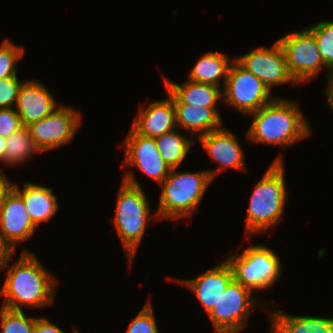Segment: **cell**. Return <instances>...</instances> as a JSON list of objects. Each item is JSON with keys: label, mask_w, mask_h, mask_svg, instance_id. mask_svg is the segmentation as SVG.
I'll list each match as a JSON object with an SVG mask.
<instances>
[{"label": "cell", "mask_w": 333, "mask_h": 333, "mask_svg": "<svg viewBox=\"0 0 333 333\" xmlns=\"http://www.w3.org/2000/svg\"><path fill=\"white\" fill-rule=\"evenodd\" d=\"M7 271L0 291V296L5 297L2 307L22 310L20 305L39 308L53 302L55 277L28 249L22 250L17 262Z\"/></svg>", "instance_id": "6da1fadb"}, {"label": "cell", "mask_w": 333, "mask_h": 333, "mask_svg": "<svg viewBox=\"0 0 333 333\" xmlns=\"http://www.w3.org/2000/svg\"><path fill=\"white\" fill-rule=\"evenodd\" d=\"M253 116L247 138L255 143L289 146L310 135V125L298 103L276 97Z\"/></svg>", "instance_id": "7a4b0ae2"}, {"label": "cell", "mask_w": 333, "mask_h": 333, "mask_svg": "<svg viewBox=\"0 0 333 333\" xmlns=\"http://www.w3.org/2000/svg\"><path fill=\"white\" fill-rule=\"evenodd\" d=\"M282 161V155H279L253 188L246 218L248 239L250 234L273 228L282 219L287 199Z\"/></svg>", "instance_id": "3957f363"}, {"label": "cell", "mask_w": 333, "mask_h": 333, "mask_svg": "<svg viewBox=\"0 0 333 333\" xmlns=\"http://www.w3.org/2000/svg\"><path fill=\"white\" fill-rule=\"evenodd\" d=\"M150 207L145 192L132 172H126L117 194L113 223L132 262L150 219Z\"/></svg>", "instance_id": "277c9868"}, {"label": "cell", "mask_w": 333, "mask_h": 333, "mask_svg": "<svg viewBox=\"0 0 333 333\" xmlns=\"http://www.w3.org/2000/svg\"><path fill=\"white\" fill-rule=\"evenodd\" d=\"M211 181L212 177L207 170L178 173L176 168L171 169L160 184L162 192L155 217L177 220L191 216Z\"/></svg>", "instance_id": "5b68a950"}, {"label": "cell", "mask_w": 333, "mask_h": 333, "mask_svg": "<svg viewBox=\"0 0 333 333\" xmlns=\"http://www.w3.org/2000/svg\"><path fill=\"white\" fill-rule=\"evenodd\" d=\"M233 277L250 290L268 289L281 275V262L275 252L263 245L248 246L240 255L226 258Z\"/></svg>", "instance_id": "8992f818"}, {"label": "cell", "mask_w": 333, "mask_h": 333, "mask_svg": "<svg viewBox=\"0 0 333 333\" xmlns=\"http://www.w3.org/2000/svg\"><path fill=\"white\" fill-rule=\"evenodd\" d=\"M222 93H224V102L247 115L276 98L270 96L271 91L260 79L243 68L235 59L230 65Z\"/></svg>", "instance_id": "52a82bcc"}, {"label": "cell", "mask_w": 333, "mask_h": 333, "mask_svg": "<svg viewBox=\"0 0 333 333\" xmlns=\"http://www.w3.org/2000/svg\"><path fill=\"white\" fill-rule=\"evenodd\" d=\"M252 290L233 279L208 313L213 322L215 333H238L246 326L256 301Z\"/></svg>", "instance_id": "ba28073f"}, {"label": "cell", "mask_w": 333, "mask_h": 333, "mask_svg": "<svg viewBox=\"0 0 333 333\" xmlns=\"http://www.w3.org/2000/svg\"><path fill=\"white\" fill-rule=\"evenodd\" d=\"M290 74L299 84L318 75L325 66L314 34L308 29L288 33L277 40Z\"/></svg>", "instance_id": "9c48e42d"}, {"label": "cell", "mask_w": 333, "mask_h": 333, "mask_svg": "<svg viewBox=\"0 0 333 333\" xmlns=\"http://www.w3.org/2000/svg\"><path fill=\"white\" fill-rule=\"evenodd\" d=\"M79 113L70 107L58 106L49 116L28 126L35 147L53 150L70 142L81 123Z\"/></svg>", "instance_id": "30bf717a"}, {"label": "cell", "mask_w": 333, "mask_h": 333, "mask_svg": "<svg viewBox=\"0 0 333 333\" xmlns=\"http://www.w3.org/2000/svg\"><path fill=\"white\" fill-rule=\"evenodd\" d=\"M235 60L260 79L270 91L274 85L287 82L297 84L288 70L285 54L278 41L270 49L260 46Z\"/></svg>", "instance_id": "8fae6325"}, {"label": "cell", "mask_w": 333, "mask_h": 333, "mask_svg": "<svg viewBox=\"0 0 333 333\" xmlns=\"http://www.w3.org/2000/svg\"><path fill=\"white\" fill-rule=\"evenodd\" d=\"M124 147V165L141 169L159 184L169 175L171 169L161 157L155 138L140 135L131 128L124 141Z\"/></svg>", "instance_id": "7c38bea8"}, {"label": "cell", "mask_w": 333, "mask_h": 333, "mask_svg": "<svg viewBox=\"0 0 333 333\" xmlns=\"http://www.w3.org/2000/svg\"><path fill=\"white\" fill-rule=\"evenodd\" d=\"M35 228L22 197L12 188L0 206L1 232L16 248V244L33 236Z\"/></svg>", "instance_id": "4fadbf2b"}, {"label": "cell", "mask_w": 333, "mask_h": 333, "mask_svg": "<svg viewBox=\"0 0 333 333\" xmlns=\"http://www.w3.org/2000/svg\"><path fill=\"white\" fill-rule=\"evenodd\" d=\"M198 139L207 154L220 164L216 170H208L212 179L227 167L246 171L243 150L233 132L221 127Z\"/></svg>", "instance_id": "5bb4252c"}, {"label": "cell", "mask_w": 333, "mask_h": 333, "mask_svg": "<svg viewBox=\"0 0 333 333\" xmlns=\"http://www.w3.org/2000/svg\"><path fill=\"white\" fill-rule=\"evenodd\" d=\"M53 95L47 88L36 80L23 81L16 100V111L20 116L22 126L49 116L58 107Z\"/></svg>", "instance_id": "9a60e30c"}, {"label": "cell", "mask_w": 333, "mask_h": 333, "mask_svg": "<svg viewBox=\"0 0 333 333\" xmlns=\"http://www.w3.org/2000/svg\"><path fill=\"white\" fill-rule=\"evenodd\" d=\"M233 279L232 268L224 260L198 277L182 283L196 294L208 314L217 305L221 294Z\"/></svg>", "instance_id": "2e32d148"}, {"label": "cell", "mask_w": 333, "mask_h": 333, "mask_svg": "<svg viewBox=\"0 0 333 333\" xmlns=\"http://www.w3.org/2000/svg\"><path fill=\"white\" fill-rule=\"evenodd\" d=\"M155 101L146 109H140L132 129L143 136L156 138L176 128V115L173 98Z\"/></svg>", "instance_id": "e0dca14e"}, {"label": "cell", "mask_w": 333, "mask_h": 333, "mask_svg": "<svg viewBox=\"0 0 333 333\" xmlns=\"http://www.w3.org/2000/svg\"><path fill=\"white\" fill-rule=\"evenodd\" d=\"M12 188L22 197L35 227L41 222H48L57 212L59 205L51 188L32 182L24 183L22 190L15 183Z\"/></svg>", "instance_id": "ac0fdd59"}, {"label": "cell", "mask_w": 333, "mask_h": 333, "mask_svg": "<svg viewBox=\"0 0 333 333\" xmlns=\"http://www.w3.org/2000/svg\"><path fill=\"white\" fill-rule=\"evenodd\" d=\"M165 86L167 94L173 98L174 104L215 107L216 102L223 98L221 89L211 84L188 80L180 85L165 79Z\"/></svg>", "instance_id": "d6986e66"}, {"label": "cell", "mask_w": 333, "mask_h": 333, "mask_svg": "<svg viewBox=\"0 0 333 333\" xmlns=\"http://www.w3.org/2000/svg\"><path fill=\"white\" fill-rule=\"evenodd\" d=\"M176 127L198 134V138L222 127L221 116L216 107H197L188 104H174Z\"/></svg>", "instance_id": "ffe728a7"}, {"label": "cell", "mask_w": 333, "mask_h": 333, "mask_svg": "<svg viewBox=\"0 0 333 333\" xmlns=\"http://www.w3.org/2000/svg\"><path fill=\"white\" fill-rule=\"evenodd\" d=\"M271 333H333V318L271 312Z\"/></svg>", "instance_id": "44dd1931"}, {"label": "cell", "mask_w": 333, "mask_h": 333, "mask_svg": "<svg viewBox=\"0 0 333 333\" xmlns=\"http://www.w3.org/2000/svg\"><path fill=\"white\" fill-rule=\"evenodd\" d=\"M228 56L220 52L205 53L189 73V80L219 87L221 77L225 85L231 63Z\"/></svg>", "instance_id": "7402d4cb"}, {"label": "cell", "mask_w": 333, "mask_h": 333, "mask_svg": "<svg viewBox=\"0 0 333 333\" xmlns=\"http://www.w3.org/2000/svg\"><path fill=\"white\" fill-rule=\"evenodd\" d=\"M157 149L170 169H177L194 143L192 138L172 130L155 138Z\"/></svg>", "instance_id": "603a6c76"}, {"label": "cell", "mask_w": 333, "mask_h": 333, "mask_svg": "<svg viewBox=\"0 0 333 333\" xmlns=\"http://www.w3.org/2000/svg\"><path fill=\"white\" fill-rule=\"evenodd\" d=\"M5 164H21L40 152L34 145L29 128L23 126L6 138Z\"/></svg>", "instance_id": "cb8c5ba5"}, {"label": "cell", "mask_w": 333, "mask_h": 333, "mask_svg": "<svg viewBox=\"0 0 333 333\" xmlns=\"http://www.w3.org/2000/svg\"><path fill=\"white\" fill-rule=\"evenodd\" d=\"M308 29L314 34L328 72H333V21L322 20Z\"/></svg>", "instance_id": "d4e9b609"}, {"label": "cell", "mask_w": 333, "mask_h": 333, "mask_svg": "<svg viewBox=\"0 0 333 333\" xmlns=\"http://www.w3.org/2000/svg\"><path fill=\"white\" fill-rule=\"evenodd\" d=\"M1 333H33L36 319L27 317L22 310L0 308Z\"/></svg>", "instance_id": "484cf974"}, {"label": "cell", "mask_w": 333, "mask_h": 333, "mask_svg": "<svg viewBox=\"0 0 333 333\" xmlns=\"http://www.w3.org/2000/svg\"><path fill=\"white\" fill-rule=\"evenodd\" d=\"M24 48L5 39L0 46V79L16 76L17 62L22 58Z\"/></svg>", "instance_id": "4316f807"}, {"label": "cell", "mask_w": 333, "mask_h": 333, "mask_svg": "<svg viewBox=\"0 0 333 333\" xmlns=\"http://www.w3.org/2000/svg\"><path fill=\"white\" fill-rule=\"evenodd\" d=\"M127 333H160L149 300L139 314L133 318V321L130 322Z\"/></svg>", "instance_id": "83f0119b"}, {"label": "cell", "mask_w": 333, "mask_h": 333, "mask_svg": "<svg viewBox=\"0 0 333 333\" xmlns=\"http://www.w3.org/2000/svg\"><path fill=\"white\" fill-rule=\"evenodd\" d=\"M22 84L17 76L0 79V109L15 106Z\"/></svg>", "instance_id": "f1b7e54d"}, {"label": "cell", "mask_w": 333, "mask_h": 333, "mask_svg": "<svg viewBox=\"0 0 333 333\" xmlns=\"http://www.w3.org/2000/svg\"><path fill=\"white\" fill-rule=\"evenodd\" d=\"M20 116L14 108L0 109V136L7 138L22 128Z\"/></svg>", "instance_id": "f546056e"}, {"label": "cell", "mask_w": 333, "mask_h": 333, "mask_svg": "<svg viewBox=\"0 0 333 333\" xmlns=\"http://www.w3.org/2000/svg\"><path fill=\"white\" fill-rule=\"evenodd\" d=\"M14 250L15 248L7 241L0 230V270L7 266Z\"/></svg>", "instance_id": "4dcf8cb0"}, {"label": "cell", "mask_w": 333, "mask_h": 333, "mask_svg": "<svg viewBox=\"0 0 333 333\" xmlns=\"http://www.w3.org/2000/svg\"><path fill=\"white\" fill-rule=\"evenodd\" d=\"M33 333H64L56 324H52L48 319L37 318Z\"/></svg>", "instance_id": "1f68e13d"}, {"label": "cell", "mask_w": 333, "mask_h": 333, "mask_svg": "<svg viewBox=\"0 0 333 333\" xmlns=\"http://www.w3.org/2000/svg\"><path fill=\"white\" fill-rule=\"evenodd\" d=\"M13 183L6 179L0 171V206L6 194L12 189Z\"/></svg>", "instance_id": "d6a6232c"}, {"label": "cell", "mask_w": 333, "mask_h": 333, "mask_svg": "<svg viewBox=\"0 0 333 333\" xmlns=\"http://www.w3.org/2000/svg\"><path fill=\"white\" fill-rule=\"evenodd\" d=\"M328 85H327V102L329 103L328 105L331 107L333 110V72L328 74Z\"/></svg>", "instance_id": "836d02e7"}, {"label": "cell", "mask_w": 333, "mask_h": 333, "mask_svg": "<svg viewBox=\"0 0 333 333\" xmlns=\"http://www.w3.org/2000/svg\"><path fill=\"white\" fill-rule=\"evenodd\" d=\"M6 138L0 136V162L5 164Z\"/></svg>", "instance_id": "e575fe53"}]
</instances>
